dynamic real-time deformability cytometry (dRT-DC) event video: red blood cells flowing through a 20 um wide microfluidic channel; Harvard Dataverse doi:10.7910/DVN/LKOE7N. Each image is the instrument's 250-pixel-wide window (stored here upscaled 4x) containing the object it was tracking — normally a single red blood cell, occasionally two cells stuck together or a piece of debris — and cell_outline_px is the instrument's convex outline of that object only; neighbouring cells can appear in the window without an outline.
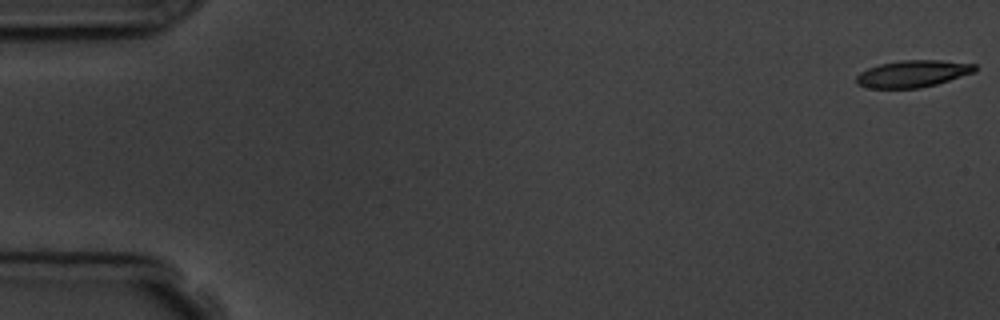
{"species": "common noctule bat (a hibernating species)", "species_latin": "Nyctalus noctula", "temperature_condition": "room temperature", "stored_images_in_passage": 5, "camera_frame_rate_fps": 3000, "um_per_image_px": 0.085, "animal": {"sex": "male", "body_mass_g": 19.5, "forearm_length_mm": 54.6}, "frame": {"image": 1, "passage_image": 1, "time_ms": 0.0, "image_size_px": [1000, 320], "cell_outline_px": [[976, 72], [936, 84], [920, 88], [872, 88], [856, 84], [856, 76], [860, 72], [868, 68], [880, 64], [900, 60], [940, 60], [976, 64]], "centroid_in_image_um": [77.59, 6.26], "position_along_channel_um": 7.4, "area_um2": 18.61}}
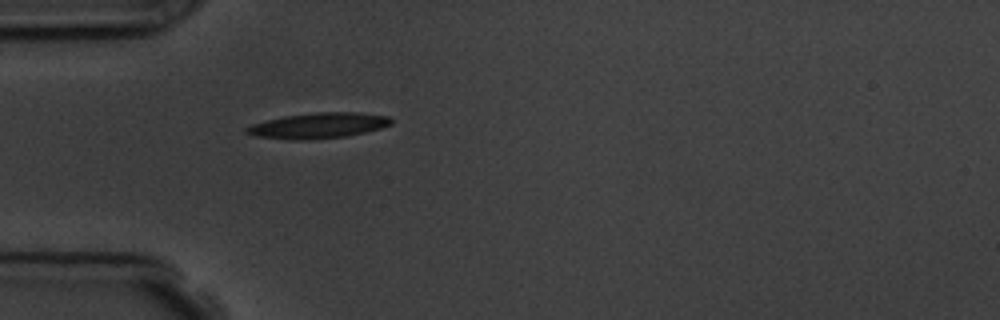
{"frame": {"image": 2, "passage_image": 5, "time_ms": 5.333, "image_size_px": [1000, 320], "cell_outline_px": [[392, 124], [380, 128], [364, 132], [344, 136], [300, 140], [288, 140], [252, 136], [244, 132], [244, 128], [252, 124], [284, 116], [316, 112], [356, 112], [388, 116], [392, 120]], "centroid_in_image_um": [27.0, 10.67], "position_along_channel_um": 58.0, "area_um2": 21.44}}